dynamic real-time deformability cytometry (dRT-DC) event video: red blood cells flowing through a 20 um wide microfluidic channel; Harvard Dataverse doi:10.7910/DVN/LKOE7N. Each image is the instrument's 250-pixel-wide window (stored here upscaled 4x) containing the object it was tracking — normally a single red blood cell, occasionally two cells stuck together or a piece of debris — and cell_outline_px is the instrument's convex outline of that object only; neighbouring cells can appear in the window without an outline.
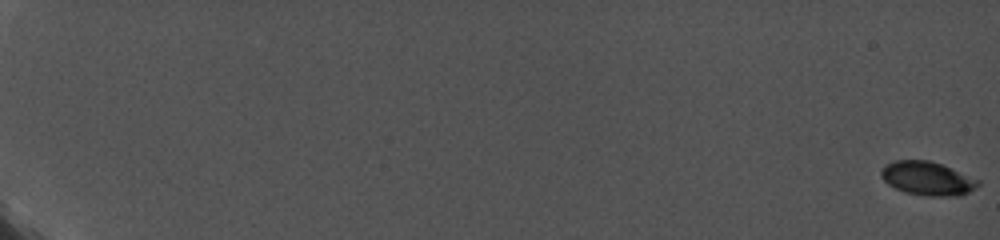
{"species": "common noctule bat (a hibernating species)", "species_latin": "Nyctalus noctula", "temperature_condition": "cold", "stored_images_in_passage": 93, "camera_frame_rate_fps": 5000, "um_per_image_px": 0.085, "animal": {"sex": "female", "body_mass_g": 19.0, "forearm_length_mm": 56.7}, "frame": {"image": 1, "passage_image": 1, "time_ms": 0.0, "image_size_px": [1000, 240], "cell_outline_px": [[980, 184], [976, 188], [960, 196], [928, 196], [904, 192], [888, 184], [880, 176], [880, 172], [884, 164], [896, 160], [928, 160], [940, 164], [980, 180]], "centroid_in_image_um": [78.81, 15.17], "position_along_channel_um": 6.2, "area_um2": 19.02}}
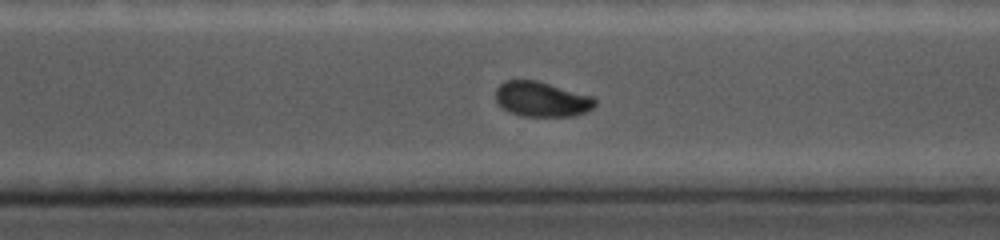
{"frame": {"image": 2, "passage_image": 77, "time_ms": 15.2, "image_size_px": [1000, 240], "cell_outline_px": [[596, 104], [592, 108], [584, 112], [572, 116], [520, 116], [508, 112], [496, 100], [496, 88], [504, 80], [536, 80], [592, 96], [596, 100]], "centroid_in_image_um": [46.02, 8.43], "position_along_channel_um": 324.6, "area_um2": 20.17}}
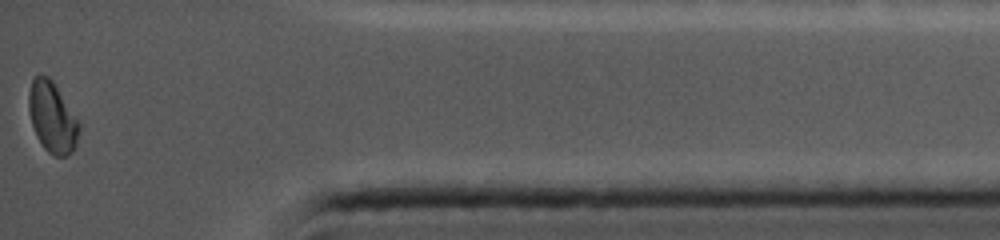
{"frame": {"image": 3, "passage_image": 93, "time_ms": 18.4, "image_size_px": [1000, 240], "cell_outline_px": [[80, 128], [76, 144], [72, 152], [68, 156], [56, 156], [48, 152], [44, 148], [36, 136], [32, 124], [28, 108], [28, 92], [32, 80], [40, 72], [48, 76], [52, 80], [80, 124]], "centroid_in_image_um": [4.42, 9.96], "position_along_channel_um": 430.8, "area_um2": 20.69}}